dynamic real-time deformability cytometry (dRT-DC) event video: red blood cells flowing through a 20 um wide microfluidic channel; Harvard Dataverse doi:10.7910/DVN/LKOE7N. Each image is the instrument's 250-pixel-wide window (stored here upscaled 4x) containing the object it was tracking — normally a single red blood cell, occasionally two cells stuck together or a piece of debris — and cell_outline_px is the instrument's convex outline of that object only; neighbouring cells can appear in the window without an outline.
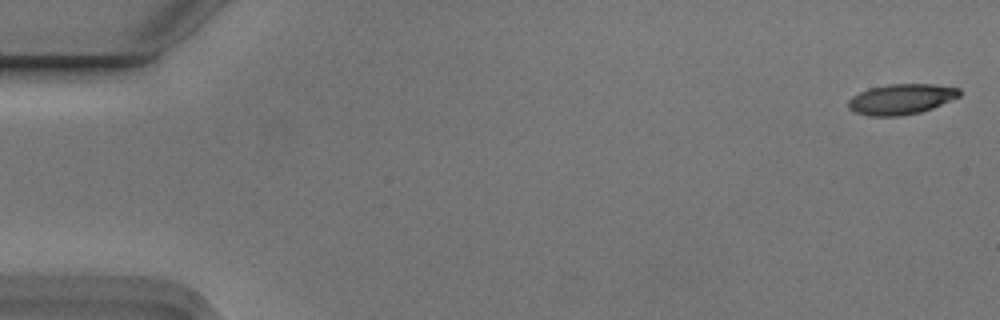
{"species": "Egyptian fruit bat (a non-hibernating species)", "species_latin": "Rousettus aegyptiacus", "temperature_condition": "cold", "stored_images_in_passage": 5, "camera_frame_rate_fps": 3000, "um_per_image_px": 0.085, "animal": {"sex": "male"}, "frame": {"image": 1, "passage_image": 1, "time_ms": 0.0, "image_size_px": [1000, 320], "cell_outline_px": [[960, 96], [932, 108], [920, 112], [900, 116], [868, 116], [856, 112], [848, 108], [848, 100], [852, 96], [868, 88], [888, 84], [932, 84], [960, 88]], "centroid_in_image_um": [76.58, 8.42], "position_along_channel_um": 8.4, "area_um2": 19.71}}